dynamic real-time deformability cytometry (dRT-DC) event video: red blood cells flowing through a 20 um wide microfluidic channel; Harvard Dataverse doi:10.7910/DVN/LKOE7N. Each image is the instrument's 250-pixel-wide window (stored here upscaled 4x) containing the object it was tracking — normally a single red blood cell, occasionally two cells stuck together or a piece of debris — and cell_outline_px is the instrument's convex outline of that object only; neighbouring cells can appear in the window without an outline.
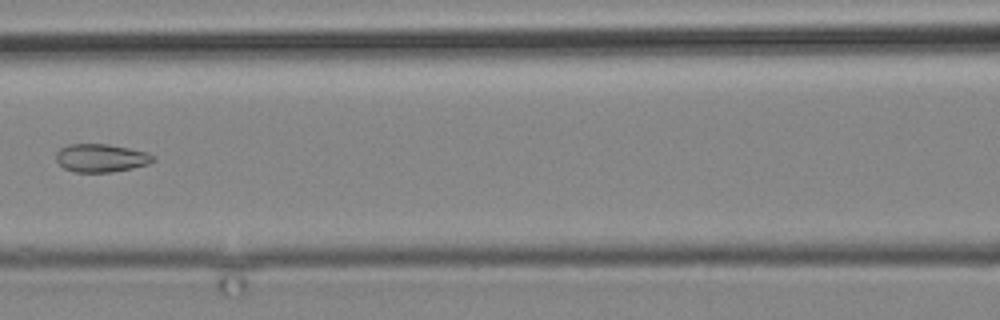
{"species": "common noctule bat (a hibernating species)", "species_latin": "Nyctalus noctula", "temperature_condition": "cold", "stored_images_in_passage": 10, "camera_frame_rate_fps": 3000, "um_per_image_px": 0.085, "animal": {"sex": "male", "body_mass_g": 19.2, "forearm_length_mm": 51.8}, "frame": {"image": 1, "passage_image": 10, "time_ms": 11.333, "image_size_px": [1000, 320], "cell_outline_px": [[156, 160], [148, 164], [132, 168], [112, 172], [76, 172], [64, 168], [56, 160], [56, 152], [60, 148], [68, 144], [108, 144], [148, 152], [156, 156]], "centroid_in_image_um": [8.61, 13.42], "position_along_channel_um": 158.0, "area_um2": 16.01}}